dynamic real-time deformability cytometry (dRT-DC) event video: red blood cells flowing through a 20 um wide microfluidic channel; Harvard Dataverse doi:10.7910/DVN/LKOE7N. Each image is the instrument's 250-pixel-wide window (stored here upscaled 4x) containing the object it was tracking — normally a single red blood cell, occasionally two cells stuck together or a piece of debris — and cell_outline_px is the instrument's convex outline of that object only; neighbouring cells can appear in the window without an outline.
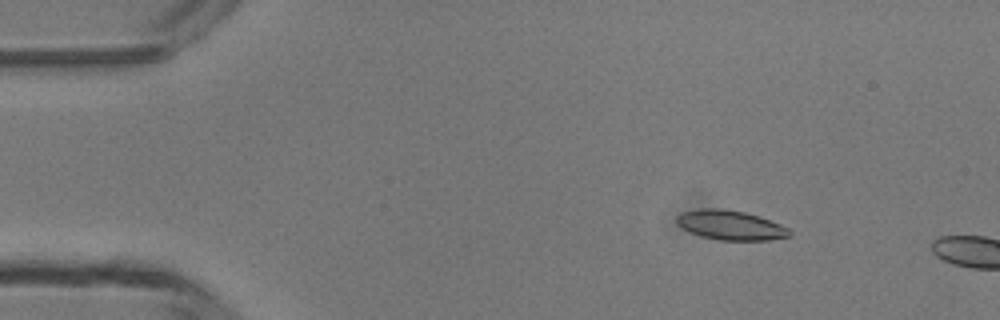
{"species": "common noctule bat (a hibernating species)", "species_latin": "Nyctalus noctula", "temperature_condition": "room temperature", "stored_images_in_passage": 3, "camera_frame_rate_fps": 3000, "um_per_image_px": 0.085, "animal": {"sex": "male", "body_mass_g": 13.3}, "frame": {"image": 1, "passage_image": 2, "time_ms": 1.0, "image_size_px": [1000, 320], "cell_outline_px": [[792, 236], [768, 240], [720, 240], [700, 236], [676, 224], [676, 216], [680, 212], [700, 208], [720, 208], [744, 212], [760, 216], [780, 224], [788, 228], [792, 232]], "centroid_in_image_um": [62.09, 19.13], "position_along_channel_um": 22.9, "area_um2": 19.54}}